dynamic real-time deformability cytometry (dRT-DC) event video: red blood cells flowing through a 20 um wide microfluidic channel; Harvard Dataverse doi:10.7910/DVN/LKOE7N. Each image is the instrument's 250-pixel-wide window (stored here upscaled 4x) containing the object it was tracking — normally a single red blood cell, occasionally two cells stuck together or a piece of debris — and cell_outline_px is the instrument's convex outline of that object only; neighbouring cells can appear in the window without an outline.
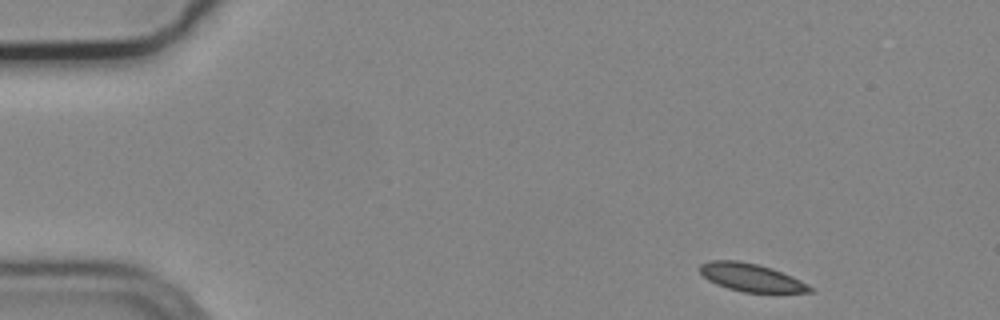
{"species": "common noctule bat (a hibernating species)", "species_latin": "Nyctalus noctula", "temperature_condition": "cold", "stored_images_in_passage": 4, "camera_frame_rate_fps": 3000, "um_per_image_px": 0.085, "animal": {"sex": "male", "body_mass_g": 19.2, "forearm_length_mm": 51.8}, "frame": {"image": 1, "passage_image": 1, "time_ms": 0.0, "image_size_px": [1000, 320], "cell_outline_px": [[812, 292], [744, 292], [728, 288], [716, 284], [708, 280], [700, 272], [700, 264], [708, 260], [736, 260], [756, 264], [772, 268], [792, 276], [808, 284], [812, 288]], "centroid_in_image_um": [63.82, 23.57], "position_along_channel_um": 21.2, "area_um2": 17.74}}
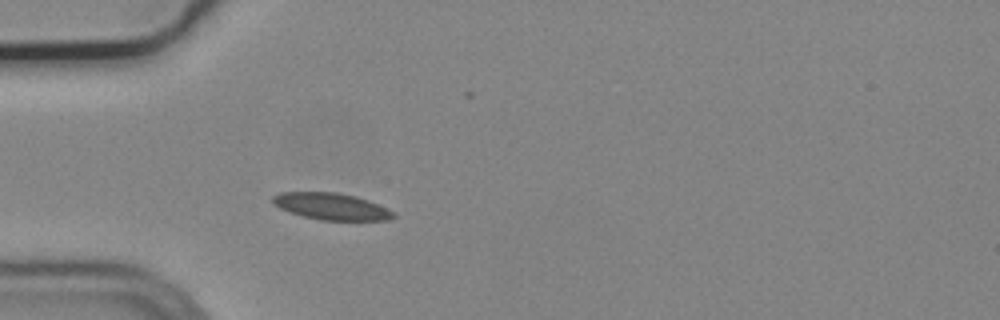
{"frame": {"image": 2, "passage_image": 4, "time_ms": 1.0, "image_size_px": [1000, 320], "cell_outline_px": [[396, 216], [388, 220], [320, 220], [288, 212], [272, 204], [272, 196], [280, 192], [336, 192], [356, 196], [368, 200], [396, 212]], "centroid_in_image_um": [28.16, 17.54], "position_along_channel_um": 56.8, "area_um2": 18.9}}